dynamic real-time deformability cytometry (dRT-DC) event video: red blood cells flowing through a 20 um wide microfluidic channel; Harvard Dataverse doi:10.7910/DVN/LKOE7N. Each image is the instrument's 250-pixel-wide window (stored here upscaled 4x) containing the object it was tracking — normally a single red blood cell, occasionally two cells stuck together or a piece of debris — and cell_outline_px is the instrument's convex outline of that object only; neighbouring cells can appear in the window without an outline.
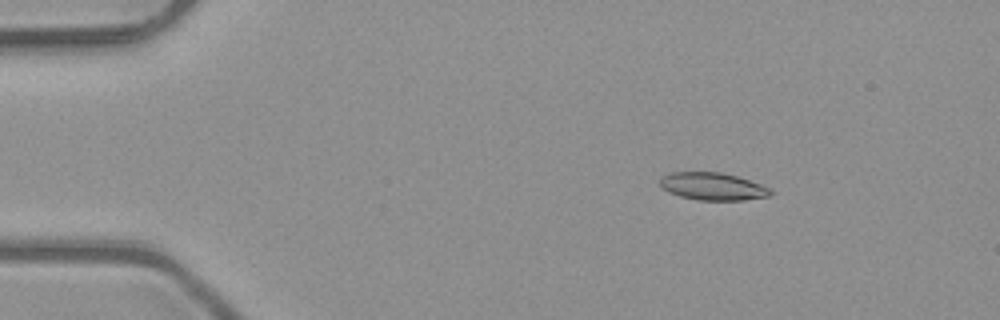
{"species": "common noctule bat (a hibernating species)", "species_latin": "Nyctalus noctula", "temperature_condition": "room temperature", "stored_images_in_passage": 3, "camera_frame_rate_fps": 3000, "um_per_image_px": 0.085, "animal": {"sex": "male", "body_mass_g": 23.1, "forearm_length_mm": 52.7}, "frame": {"image": 1, "passage_image": 1, "time_ms": 0.0, "image_size_px": [1000, 320], "cell_outline_px": [[772, 192], [768, 196], [744, 200], [700, 200], [680, 196], [668, 192], [660, 188], [660, 180], [668, 172], [720, 172], [736, 176], [772, 188]], "centroid_in_image_um": [60.56, 15.84], "position_along_channel_um": 24.4, "area_um2": 17.69}}